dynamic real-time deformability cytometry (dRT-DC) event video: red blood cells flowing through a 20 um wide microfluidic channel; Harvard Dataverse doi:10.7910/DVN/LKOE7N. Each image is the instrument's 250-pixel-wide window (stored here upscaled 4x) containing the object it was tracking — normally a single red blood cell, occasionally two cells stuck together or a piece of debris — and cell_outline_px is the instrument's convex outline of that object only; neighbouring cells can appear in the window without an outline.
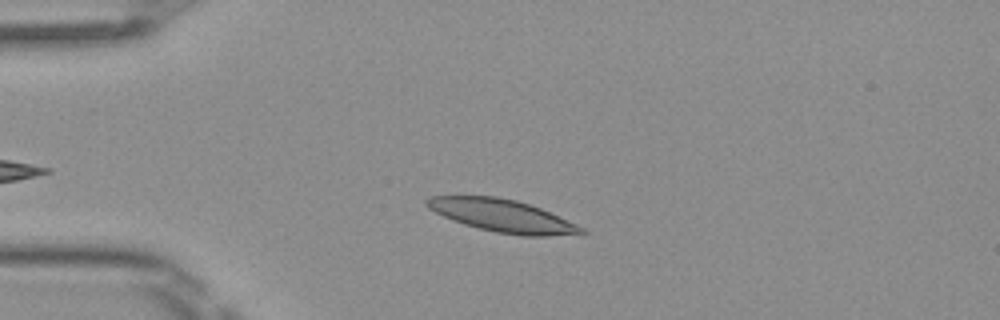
{"species": "Egyptian fruit bat (a non-hibernating species)", "species_latin": "Rousettus aegyptiacus", "temperature_condition": "room temperature", "stored_images_in_passage": 43, "camera_frame_rate_fps": 3000, "um_per_image_px": 0.085, "frame": {"image": 1, "passage_image": 9, "time_ms": 2.667, "image_size_px": [1000, 320], "cell_outline_px": [[588, 232], [584, 236], [520, 236], [496, 232], [464, 224], [452, 220], [428, 208], [424, 204], [424, 200], [432, 196], [496, 196], [516, 200], [540, 208], [576, 224], [584, 228]], "centroid_in_image_um": [42.77, 18.36], "position_along_channel_um": 42.2, "area_um2": 29.54}}
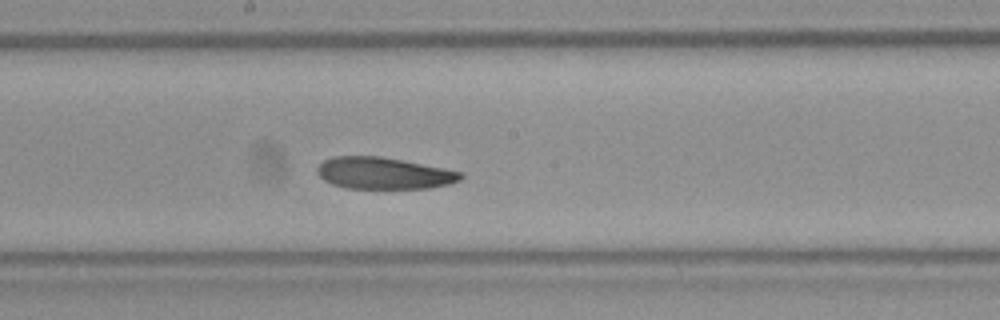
{"frame": {"image": 2, "passage_image": 24, "time_ms": 7.667, "image_size_px": [1000, 320], "cell_outline_px": [[464, 176], [460, 180], [448, 184], [428, 188], [344, 188], [332, 184], [324, 180], [316, 172], [316, 168], [324, 160], [332, 156], [380, 156], [444, 168], [464, 172]], "centroid_in_image_um": [32.6, 14.72], "position_along_channel_um": 215.6, "area_um2": 26.53}}
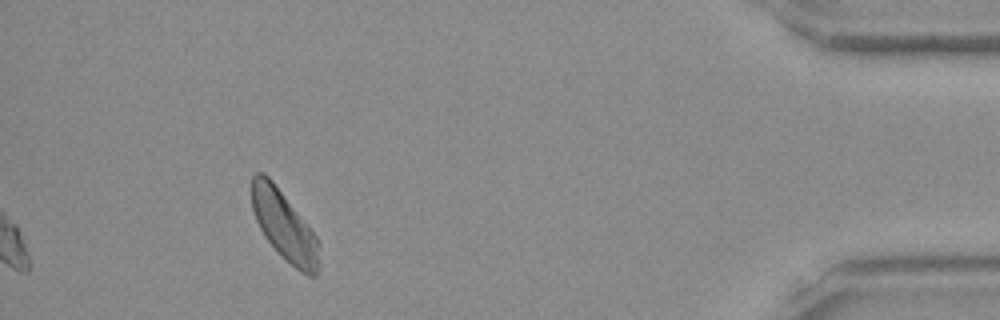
{"frame": {"image": 3, "passage_image": 43, "time_ms": 14.0, "image_size_px": [1000, 320], "cell_outline_px": [[320, 268], [316, 276], [308, 276], [300, 272], [280, 256], [264, 236], [256, 220], [252, 208], [252, 176], [256, 172], [264, 172], [272, 180], [316, 236], [320, 244]], "centroid_in_image_um": [24.18, 19.25], "position_along_channel_um": 411.0, "area_um2": 27.4}, "authors_computed_cell_mechanics": {"area_um2": 27.5128, "velocity_mm_per_s": 3.9967, "shape_relaxation_time_tau1_ms": 5.0083, "shape_relaxation_time_tau2_ms": 7.8522, "deformation_change_tau1": 0.1418, "deformation_change_tau2": 0.1884}}